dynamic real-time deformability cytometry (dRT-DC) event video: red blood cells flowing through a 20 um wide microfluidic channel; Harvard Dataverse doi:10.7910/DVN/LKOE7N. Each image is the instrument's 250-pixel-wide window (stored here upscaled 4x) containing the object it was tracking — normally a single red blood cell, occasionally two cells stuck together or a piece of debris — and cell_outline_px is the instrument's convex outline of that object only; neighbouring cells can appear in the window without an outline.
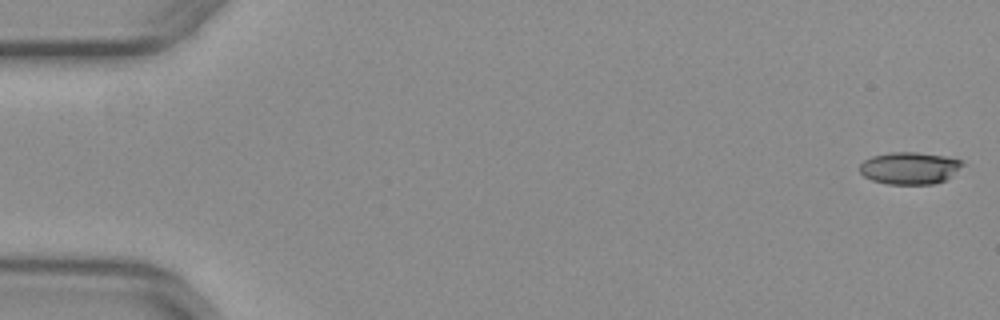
{"species": "common noctule bat (a hibernating species)", "species_latin": "Nyctalus noctula", "temperature_condition": "warm", "stored_images_in_passage": 26, "camera_frame_rate_fps": 3000, "um_per_image_px": 0.085, "animal": {"sex": "female", "body_mass_g": 29.2, "forearm_length_mm": 56.3}, "frame": {"image": 1, "passage_image": 1, "time_ms": 0.0, "image_size_px": [1000, 320], "cell_outline_px": [[964, 164], [944, 180], [932, 184], [888, 184], [872, 180], [864, 176], [860, 172], [860, 164], [864, 160], [872, 156], [892, 152], [916, 152], [944, 156], [960, 160]], "centroid_in_image_um": [77.27, 14.28], "position_along_channel_um": 7.7, "area_um2": 18.96}}
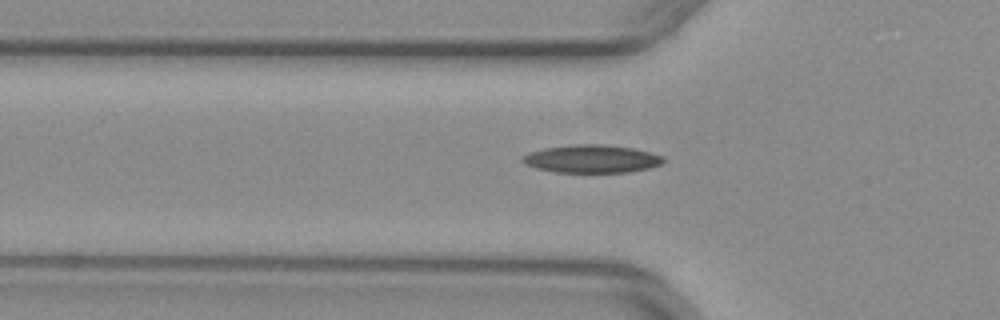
{"frame": {"image": 2, "passage_image": 18, "time_ms": 5.667, "image_size_px": [1000, 320], "cell_outline_px": [[664, 164], [648, 168], [628, 172], [556, 172], [536, 168], [524, 164], [520, 160], [520, 156], [528, 152], [544, 148], [576, 144], [604, 144], [632, 148], [664, 156]], "centroid_in_image_um": [50.26, 13.5], "position_along_channel_um": 75.5, "area_um2": 23.06}}
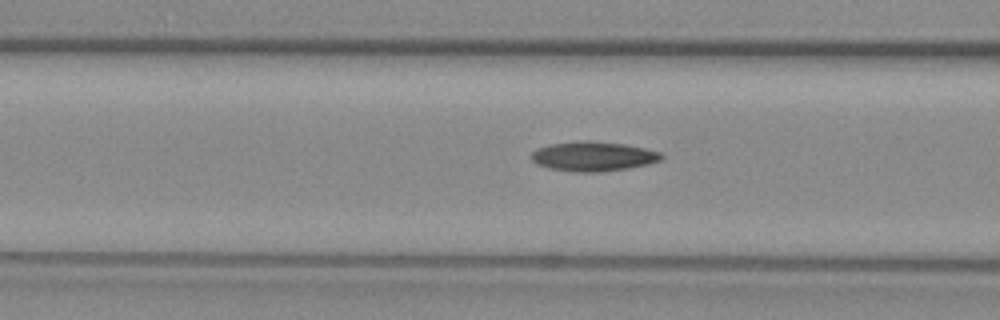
{"frame": {"image": 3, "passage_image": 21, "time_ms": 6.667, "image_size_px": [1000, 320], "cell_outline_px": [[664, 156], [660, 160], [648, 164], [628, 168], [600, 172], [572, 172], [548, 168], [536, 164], [532, 160], [532, 152], [536, 148], [552, 144], [584, 140], [588, 140], [624, 144], [644, 148], [660, 152]], "centroid_in_image_um": [50.41, 13.29], "position_along_channel_um": 116.2, "area_um2": 22.43}}